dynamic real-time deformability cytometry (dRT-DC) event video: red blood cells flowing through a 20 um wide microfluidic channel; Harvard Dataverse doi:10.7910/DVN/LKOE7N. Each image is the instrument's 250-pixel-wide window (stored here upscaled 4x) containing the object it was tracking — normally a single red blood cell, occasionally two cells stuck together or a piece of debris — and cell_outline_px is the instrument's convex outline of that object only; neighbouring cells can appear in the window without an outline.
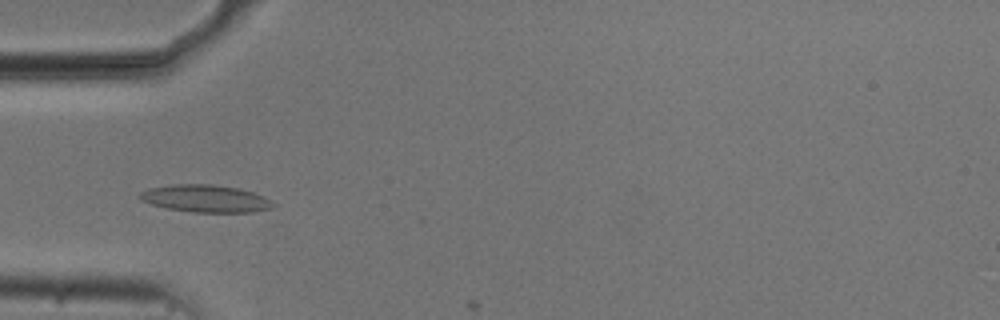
{"species": "common noctule bat (a hibernating species)", "species_latin": "Nyctalus noctula", "temperature_condition": "cold", "stored_images_in_passage": 12, "camera_frame_rate_fps": 3000, "um_per_image_px": 0.085, "animal": {"sex": "male", "body_mass_g": 20.5, "forearm_length_mm": 52.5}, "frame": {"image": 1, "passage_image": 11, "time_ms": 3.333, "image_size_px": [1000, 320], "cell_outline_px": [[276, 204], [272, 208], [252, 212], [192, 212], [168, 208], [152, 204], [140, 200], [136, 196], [140, 192], [148, 188], [172, 184], [212, 184], [240, 188], [264, 196]], "centroid_in_image_um": [17.46, 16.87], "position_along_channel_um": 67.5, "area_um2": 21.39}}